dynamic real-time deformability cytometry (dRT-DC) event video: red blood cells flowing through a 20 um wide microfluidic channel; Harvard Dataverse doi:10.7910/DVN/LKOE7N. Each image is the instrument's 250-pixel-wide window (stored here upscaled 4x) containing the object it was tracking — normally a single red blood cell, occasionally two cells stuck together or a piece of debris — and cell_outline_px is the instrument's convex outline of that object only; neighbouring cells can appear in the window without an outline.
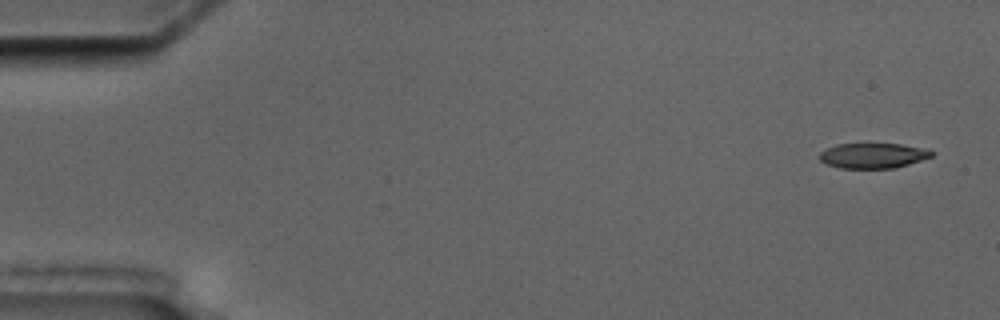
{"species": "common noctule bat (a hibernating species)", "species_latin": "Nyctalus noctula", "temperature_condition": "cold", "stored_images_in_passage": 4, "camera_frame_rate_fps": 3000, "um_per_image_px": 0.085, "animal": {"sex": "male", "body_mass_g": 17.5, "forearm_length_mm": 52.3}, "frame": {"image": 1, "passage_image": 1, "time_ms": 0.0, "image_size_px": [1000, 320], "cell_outline_px": [[932, 156], [908, 164], [892, 168], [840, 168], [828, 164], [820, 160], [820, 152], [836, 144], [900, 144], [920, 148], [932, 152]], "centroid_in_image_um": [74.15, 13.23], "position_along_channel_um": 10.8, "area_um2": 16.01}}
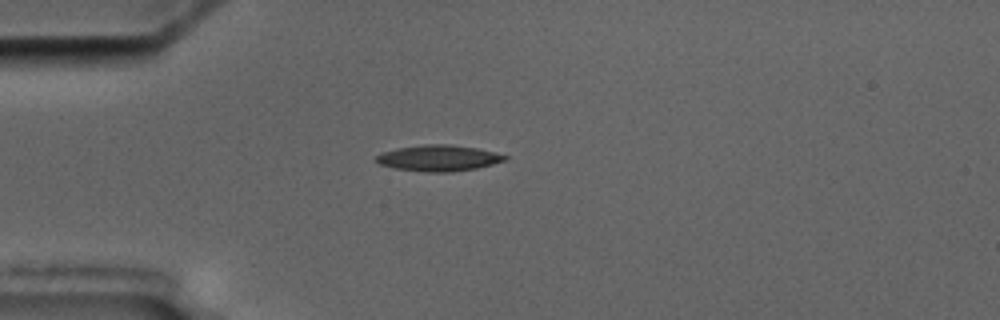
{"frame": {"image": 2, "passage_image": 4, "time_ms": 4.333, "image_size_px": [1000, 320], "cell_outline_px": [[508, 156], [504, 160], [492, 164], [476, 168], [452, 172], [424, 172], [396, 168], [380, 164], [372, 160], [380, 152], [396, 148], [424, 144], [452, 144], [476, 148], [496, 152]], "centroid_in_image_um": [37.23, 13.43], "position_along_channel_um": 47.8, "area_um2": 19.65}}